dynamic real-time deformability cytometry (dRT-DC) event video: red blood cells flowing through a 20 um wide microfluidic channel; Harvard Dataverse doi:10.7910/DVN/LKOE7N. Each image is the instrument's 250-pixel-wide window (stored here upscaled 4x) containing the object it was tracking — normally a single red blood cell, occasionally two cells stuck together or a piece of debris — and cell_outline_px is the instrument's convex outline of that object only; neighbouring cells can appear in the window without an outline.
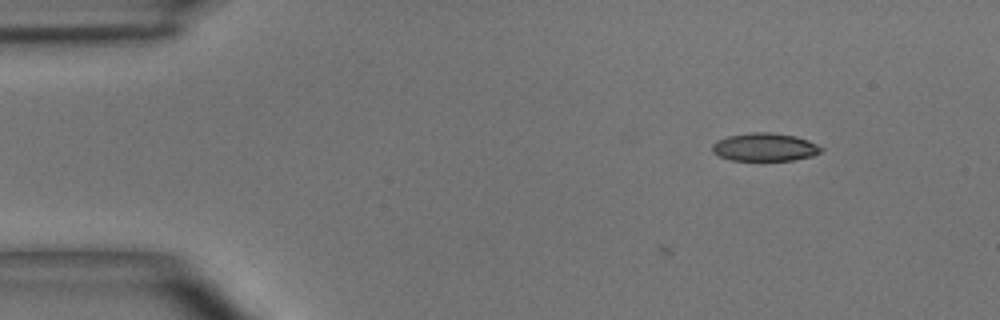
{"species": "common noctule bat (a hibernating species)", "species_latin": "Nyctalus noctula", "temperature_condition": "room temperature", "stored_images_in_passage": 3, "camera_frame_rate_fps": 3000, "um_per_image_px": 0.085, "animal": {"sex": "male", "body_mass_g": 15.6}, "frame": {"image": 1, "passage_image": 1, "time_ms": 0.0, "image_size_px": [1000, 320], "cell_outline_px": [[824, 152], [812, 156], [792, 160], [732, 160], [720, 156], [712, 152], [712, 144], [716, 140], [728, 136], [752, 132], [772, 132], [796, 136], [808, 140], [824, 148]], "centroid_in_image_um": [65.03, 12.5], "position_along_channel_um": 20.0, "area_um2": 17.92}}
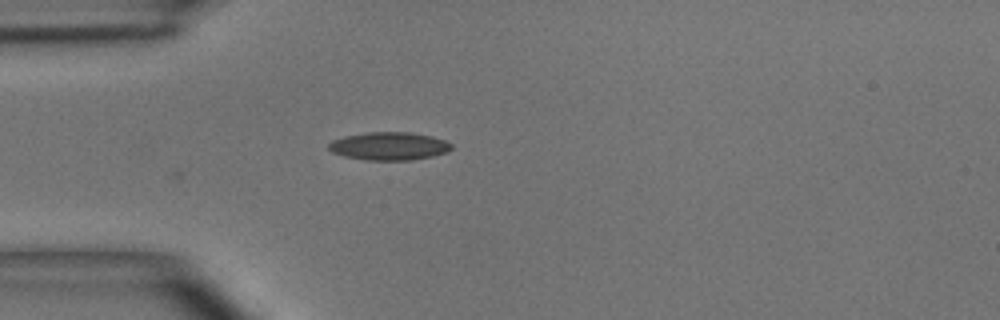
{"frame": {"image": 2, "passage_image": 3, "time_ms": 2.667, "image_size_px": [1000, 320], "cell_outline_px": [[452, 148], [448, 152], [432, 156], [412, 160], [364, 160], [344, 156], [332, 152], [328, 148], [328, 144], [332, 140], [344, 136], [368, 132], [408, 132], [432, 136], [444, 140], [452, 144]], "centroid_in_image_um": [33.07, 12.42], "position_along_channel_um": 51.9, "area_um2": 20.11}}